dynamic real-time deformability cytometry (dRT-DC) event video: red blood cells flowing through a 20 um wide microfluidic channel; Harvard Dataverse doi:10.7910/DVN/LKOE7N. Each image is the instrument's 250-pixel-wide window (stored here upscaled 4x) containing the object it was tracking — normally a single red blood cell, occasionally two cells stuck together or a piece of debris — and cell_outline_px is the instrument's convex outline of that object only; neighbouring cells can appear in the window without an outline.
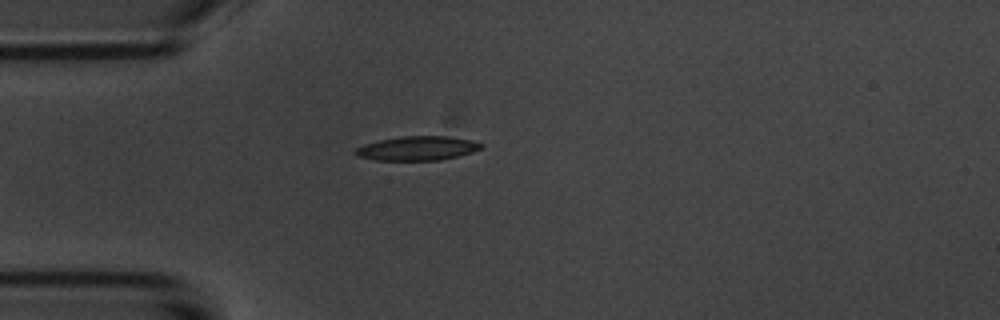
{"species": "common noctule bat (a hibernating species)", "species_latin": "Nyctalus noctula", "temperature_condition": "room temperature", "stored_images_in_passage": 2, "camera_frame_rate_fps": 3000, "um_per_image_px": 0.085, "animal": {"sex": "male", "body_mass_g": 20.1, "forearm_length_mm": 53.5}, "frame": {"image": 1, "passage_image": 1, "time_ms": 0.0, "image_size_px": [1000, 320], "cell_outline_px": [[484, 144], [480, 148], [472, 152], [440, 160], [376, 160], [356, 156], [352, 152], [356, 148], [364, 144], [380, 140], [400, 136], [448, 136], [472, 140]], "centroid_in_image_um": [35.44, 12.6], "position_along_channel_um": 49.6, "area_um2": 17.69}}